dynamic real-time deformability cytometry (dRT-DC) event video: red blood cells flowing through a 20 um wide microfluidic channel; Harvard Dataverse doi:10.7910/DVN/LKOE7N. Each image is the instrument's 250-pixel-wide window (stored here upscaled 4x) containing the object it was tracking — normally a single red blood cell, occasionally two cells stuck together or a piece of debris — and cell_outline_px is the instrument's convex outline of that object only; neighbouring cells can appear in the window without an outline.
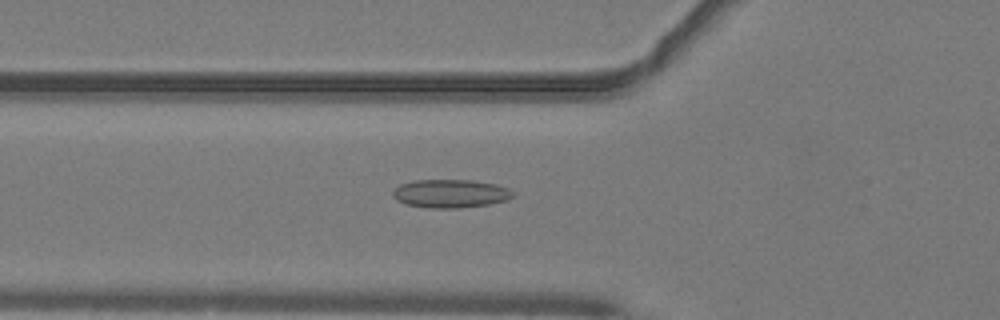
{"species": "common noctule bat (a hibernating species)", "species_latin": "Nyctalus noctula", "temperature_condition": "warm", "stored_images_in_passage": 51, "camera_frame_rate_fps": 3000, "um_per_image_px": 0.085, "animal": {"sex": "male", "body_mass_g": 19.2, "forearm_length_mm": 51.8}, "frame": {"image": 1, "passage_image": 19, "time_ms": 6.0, "image_size_px": [1000, 320], "cell_outline_px": [[516, 192], [508, 200], [488, 204], [456, 208], [428, 208], [404, 204], [396, 200], [392, 196], [392, 192], [400, 184], [412, 180], [472, 180], [496, 184], [508, 188]], "centroid_in_image_um": [38.27, 16.45], "position_along_channel_um": 87.5, "area_um2": 20.0}}
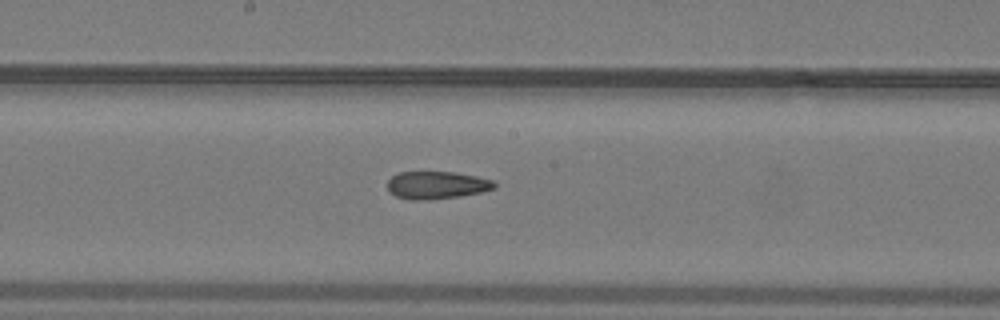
{"frame": {"image": 2, "passage_image": 28, "time_ms": 9.0, "image_size_px": [1000, 320], "cell_outline_px": [[496, 188], [480, 192], [456, 196], [428, 200], [408, 200], [396, 196], [388, 188], [388, 180], [392, 176], [400, 172], [452, 172], [476, 176], [492, 180], [496, 184]], "centroid_in_image_um": [37.11, 15.73], "position_along_channel_um": 211.1, "area_um2": 16.99}}
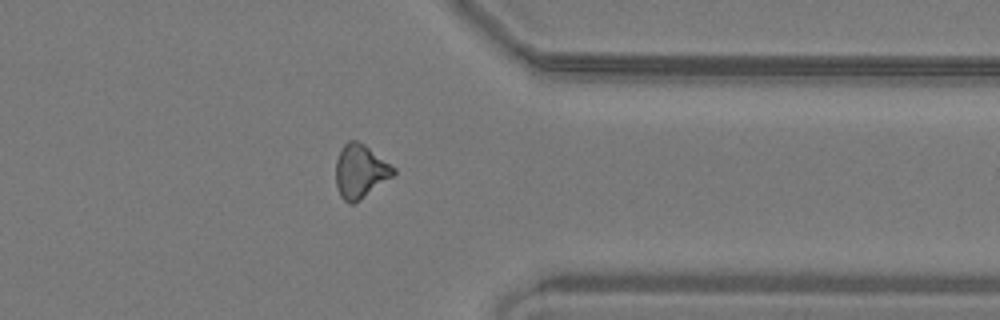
{"frame": {"image": 3, "passage_image": 41, "time_ms": 13.333, "image_size_px": [1000, 320], "cell_outline_px": [[396, 172], [392, 176], [360, 200], [352, 204], [348, 204], [340, 196], [336, 188], [336, 160], [340, 148], [348, 140], [356, 140], [364, 144], [396, 168]], "centroid_in_image_um": [30.6, 14.56], "position_along_channel_um": 380.8, "area_um2": 18.03}, "authors_computed_cell_mechanics": {"area_um2": 17.7446, "velocity_mm_per_s": 4.0868, "shape_relaxation_time_tau1_ms": null, "shape_relaxation_time_tau2_ms": 2.8436, "deformation_change_tau1": null, "deformation_change_tau2": 0.1099}}